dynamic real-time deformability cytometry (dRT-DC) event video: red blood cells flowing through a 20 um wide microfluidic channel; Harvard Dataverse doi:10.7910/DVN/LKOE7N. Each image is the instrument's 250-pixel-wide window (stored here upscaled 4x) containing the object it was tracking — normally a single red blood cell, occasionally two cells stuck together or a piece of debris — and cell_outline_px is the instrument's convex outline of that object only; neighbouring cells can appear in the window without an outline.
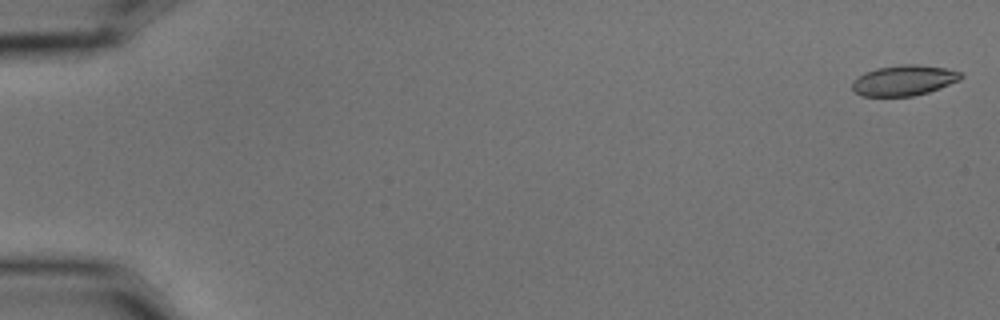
{"species": "common noctule bat (a hibernating species)", "species_latin": "Nyctalus noctula", "temperature_condition": "cold", "stored_images_in_passage": 6, "camera_frame_rate_fps": 3000, "um_per_image_px": 0.085, "animal": {"sex": "male", "body_mass_g": 15.6}, "frame": {"image": 1, "passage_image": 1, "time_ms": 0.0, "image_size_px": [1000, 320], "cell_outline_px": [[964, 76], [960, 80], [940, 88], [928, 92], [912, 96], [864, 96], [856, 92], [852, 88], [852, 80], [864, 72], [876, 68], [900, 64], [916, 64], [944, 68], [960, 72]], "centroid_in_image_um": [76.82, 6.82], "position_along_channel_um": 8.2, "area_um2": 19.31}}
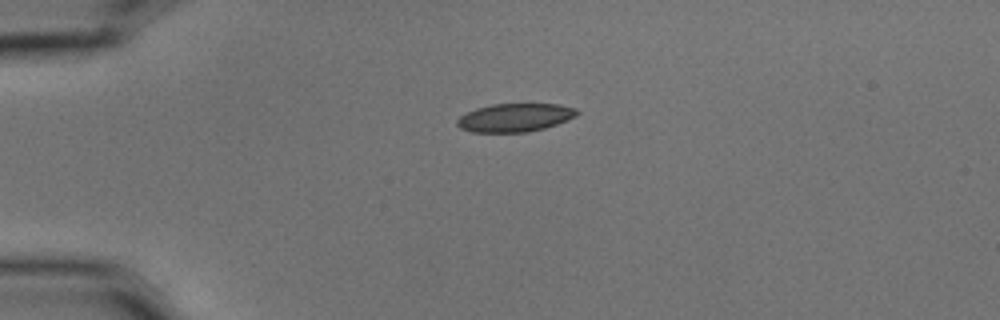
{"frame": {"image": 2, "passage_image": 4, "time_ms": 1.0, "image_size_px": [1000, 320], "cell_outline_px": [[580, 112], [576, 116], [568, 120], [544, 128], [528, 132], [472, 132], [460, 128], [456, 124], [456, 120], [460, 116], [476, 108], [492, 104], [560, 104], [576, 108]], "centroid_in_image_um": [43.78, 9.99], "position_along_channel_um": 41.2, "area_um2": 19.83}}